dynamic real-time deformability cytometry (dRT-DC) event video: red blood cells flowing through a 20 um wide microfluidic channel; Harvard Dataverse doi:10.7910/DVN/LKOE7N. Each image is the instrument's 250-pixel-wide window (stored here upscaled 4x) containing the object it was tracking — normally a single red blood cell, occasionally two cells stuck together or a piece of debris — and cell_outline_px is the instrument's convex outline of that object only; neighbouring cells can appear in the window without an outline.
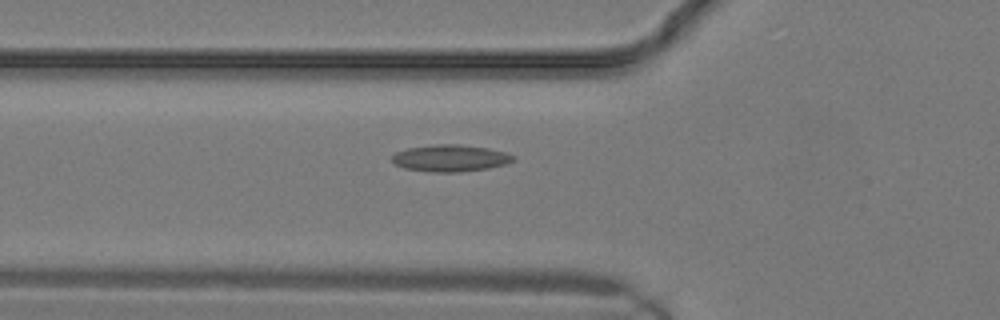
{"species": "common noctule bat (a hibernating species)", "species_latin": "Nyctalus noctula", "temperature_condition": "warm", "stored_images_in_passage": 12, "camera_frame_rate_fps": 3000, "um_per_image_px": 0.085, "animal": {"sex": "male", "body_mass_g": 19.2, "forearm_length_mm": 51.8}, "frame": {"image": 1, "passage_image": 10, "time_ms": 3.0, "image_size_px": [1000, 320], "cell_outline_px": [[516, 160], [504, 164], [488, 168], [460, 172], [432, 172], [404, 168], [396, 164], [392, 160], [392, 156], [396, 152], [408, 148], [436, 144], [460, 144], [488, 148], [504, 152], [516, 156]], "centroid_in_image_um": [38.3, 13.44], "position_along_channel_um": 87.5, "area_um2": 18.9}}
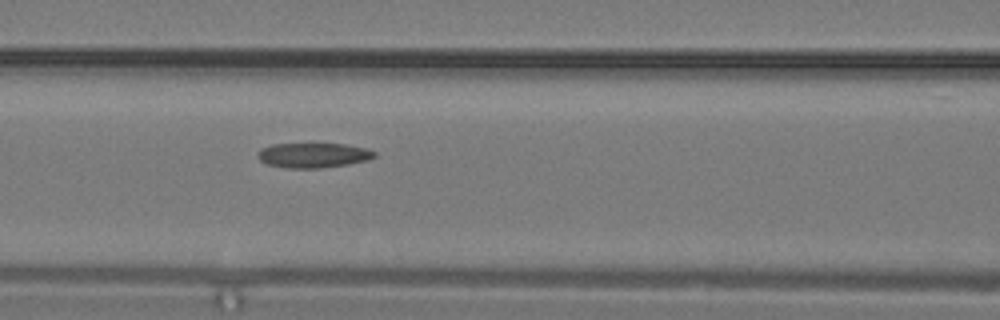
{"frame": {"image": 2, "passage_image": 12, "time_ms": 3.667, "image_size_px": [1000, 320], "cell_outline_px": [[376, 156], [368, 160], [348, 164], [320, 168], [288, 168], [268, 164], [260, 160], [256, 156], [256, 152], [260, 148], [272, 144], [312, 140], [344, 144], [364, 148], [376, 152]], "centroid_in_image_um": [26.57, 13.13], "position_along_channel_um": 140.0, "area_um2": 17.92}}